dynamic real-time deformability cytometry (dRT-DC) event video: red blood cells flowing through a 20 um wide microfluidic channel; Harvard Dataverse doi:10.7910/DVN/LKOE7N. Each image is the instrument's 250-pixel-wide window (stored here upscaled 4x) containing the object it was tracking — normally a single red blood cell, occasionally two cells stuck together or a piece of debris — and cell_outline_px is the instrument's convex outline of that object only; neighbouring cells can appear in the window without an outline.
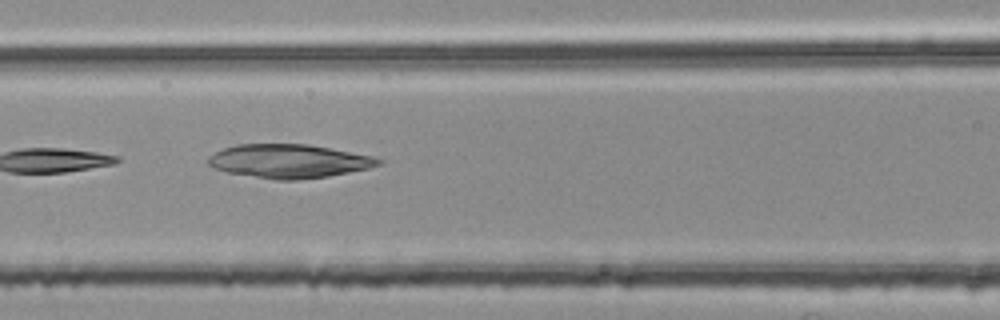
{"species": "common noctule bat (a hibernating species)", "species_latin": "Nyctalus noctula", "temperature_condition": "room temperature", "stored_images_in_passage": 5, "camera_frame_rate_fps": 3000, "um_per_image_px": 0.085, "animal": {"sex": "female", "body_mass_g": 25.1}, "frame": {"image": 1, "passage_image": 5, "time_ms": 1.333, "image_size_px": [1000, 320], "cell_outline_px": [[384, 160], [380, 164], [368, 168], [328, 176], [296, 180], [276, 180], [228, 172], [216, 168], [208, 164], [208, 156], [224, 148], [236, 144], [308, 144], [372, 156]], "centroid_in_image_um": [24.55, 13.69], "position_along_channel_um": 142.0, "area_um2": 33.12}}